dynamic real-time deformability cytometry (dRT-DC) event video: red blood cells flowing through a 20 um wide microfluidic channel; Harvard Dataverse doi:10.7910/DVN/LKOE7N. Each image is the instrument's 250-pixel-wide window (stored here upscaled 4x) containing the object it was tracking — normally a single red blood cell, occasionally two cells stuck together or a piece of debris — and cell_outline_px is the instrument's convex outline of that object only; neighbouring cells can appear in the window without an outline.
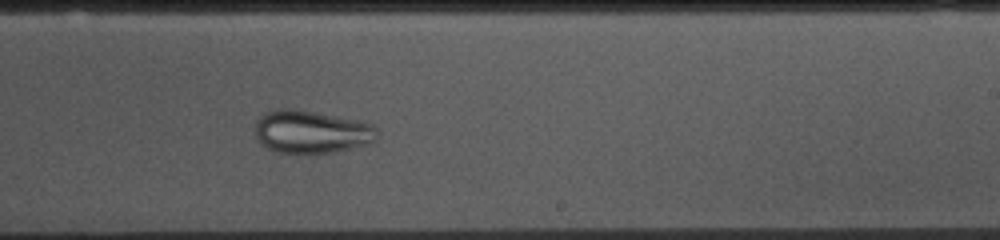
{"species": "common noctule bat (a hibernating species)", "species_latin": "Nyctalus noctula", "temperature_condition": "cold", "stored_images_in_passage": 46, "camera_frame_rate_fps": 3000, "um_per_image_px": 0.085, "animal": {"sex": "female", "body_mass_g": 10.0, "forearm_length_mm": 53.1}, "frame": {"image": 1, "passage_image": 24, "time_ms": 7.667, "image_size_px": [1000, 240], "cell_outline_px": [[380, 136], [376, 140], [368, 144], [336, 152], [308, 156], [276, 152], [260, 144], [256, 136], [256, 120], [260, 116], [276, 108], [296, 108], [356, 120], [372, 124], [376, 128]], "centroid_in_image_um": [26.47, 11.24], "position_along_channel_um": 262.5, "area_um2": 31.39}}
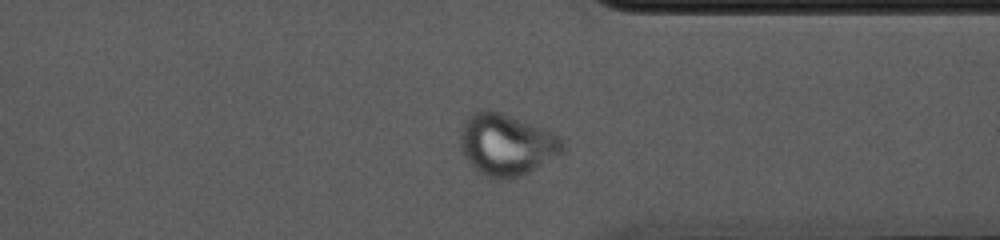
{"frame": {"image": 2, "passage_image": 33, "time_ms": 10.667, "image_size_px": [1000, 240], "cell_outline_px": [[564, 152], [560, 156], [520, 176], [500, 180], [496, 180], [480, 172], [464, 156], [460, 148], [460, 132], [464, 120], [468, 116], [476, 112], [500, 112], [552, 132], [560, 136], [564, 140]], "centroid_in_image_um": [43.08, 12.32], "position_along_channel_um": 368.3, "area_um2": 36.41}}
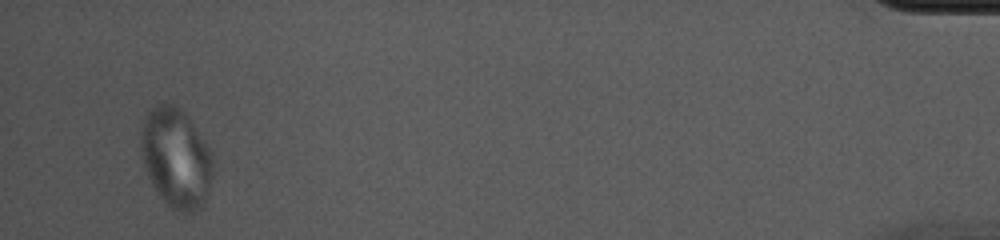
{"frame": {"image": 3, "passage_image": 44, "time_ms": 14.333, "image_size_px": [1000, 240], "cell_outline_px": [[212, 176], [204, 200], [200, 208], [192, 212], [176, 212], [160, 196], [152, 184], [148, 176], [144, 164], [140, 144], [140, 132], [144, 116], [152, 108], [160, 104], [172, 104], [184, 112], [188, 116], [212, 152]], "centroid_in_image_um": [14.95, 13.41], "position_along_channel_um": 420.3, "area_um2": 41.44}}